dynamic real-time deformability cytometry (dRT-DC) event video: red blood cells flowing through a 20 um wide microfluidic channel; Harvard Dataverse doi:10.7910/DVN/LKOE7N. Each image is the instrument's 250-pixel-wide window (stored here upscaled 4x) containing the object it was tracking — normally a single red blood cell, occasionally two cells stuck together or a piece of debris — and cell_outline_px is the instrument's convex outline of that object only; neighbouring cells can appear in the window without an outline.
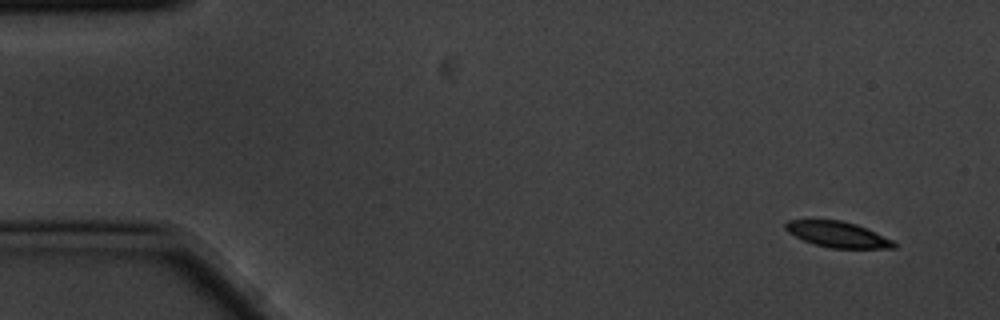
{"species": "common noctule bat (a hibernating species)", "species_latin": "Nyctalus noctula", "temperature_condition": "cold", "stored_images_in_passage": 4, "camera_frame_rate_fps": 3000, "um_per_image_px": 0.085, "animal": {"sex": "male", "body_mass_g": 20.1, "forearm_length_mm": 53.5}, "frame": {"image": 1, "passage_image": 1, "time_ms": 0.0, "image_size_px": [1000, 320], "cell_outline_px": [[896, 248], [832, 248], [816, 244], [804, 240], [788, 232], [784, 228], [784, 224], [788, 220], [840, 220], [856, 224], [892, 240], [896, 244]], "centroid_in_image_um": [71.18, 19.92], "position_along_channel_um": 13.8, "area_um2": 15.95}}